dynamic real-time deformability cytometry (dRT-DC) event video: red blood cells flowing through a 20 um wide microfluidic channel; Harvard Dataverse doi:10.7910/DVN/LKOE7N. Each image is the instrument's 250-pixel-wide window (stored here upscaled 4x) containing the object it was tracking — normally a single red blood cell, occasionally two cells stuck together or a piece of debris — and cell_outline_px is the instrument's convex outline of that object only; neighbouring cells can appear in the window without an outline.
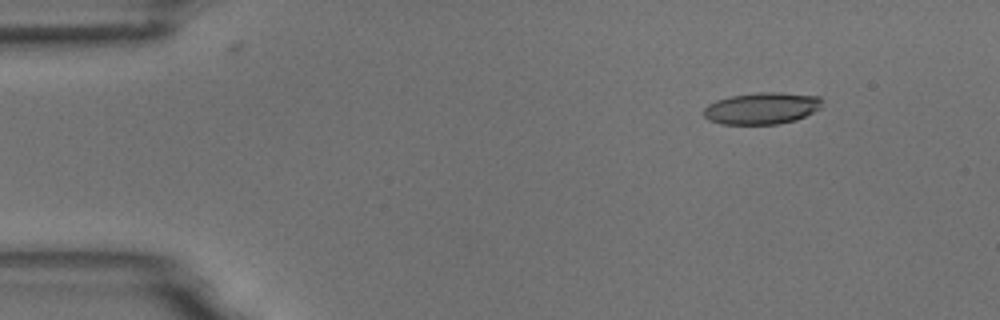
{"species": "common noctule bat (a hibernating species)", "species_latin": "Nyctalus noctula", "temperature_condition": "room temperature", "stored_images_in_passage": 10, "camera_frame_rate_fps": 3000, "um_per_image_px": 0.085, "animal": {"sex": "male", "body_mass_g": 18.8}, "frame": {"image": 1, "passage_image": 2, "time_ms": 1.0, "image_size_px": [1000, 320], "cell_outline_px": [[820, 108], [796, 120], [776, 124], [720, 124], [708, 120], [704, 116], [704, 108], [708, 104], [716, 100], [732, 96], [760, 92], [780, 92], [820, 96]], "centroid_in_image_um": [64.72, 9.2], "position_along_channel_um": 20.3, "area_um2": 21.79}}
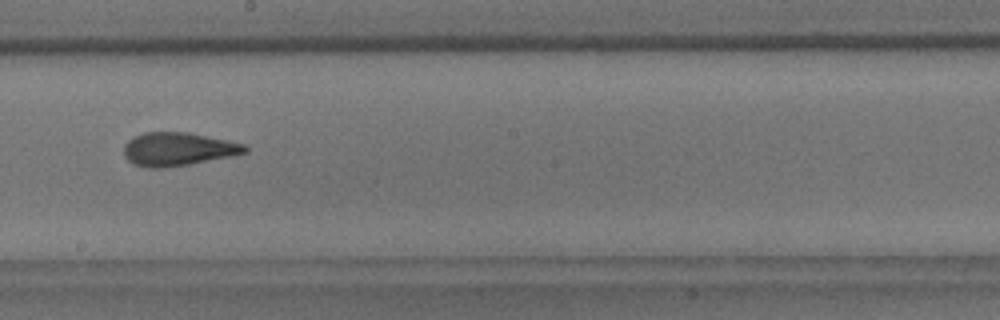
{"frame": {"image": 2, "passage_image": 9, "time_ms": 9.0, "image_size_px": [1000, 320], "cell_outline_px": [[248, 152], [188, 164], [160, 168], [148, 168], [132, 164], [124, 156], [124, 144], [132, 136], [144, 132], [188, 132], [228, 140], [244, 144], [248, 148]], "centroid_in_image_um": [15.07, 12.66], "position_along_channel_um": 233.1, "area_um2": 23.47}}
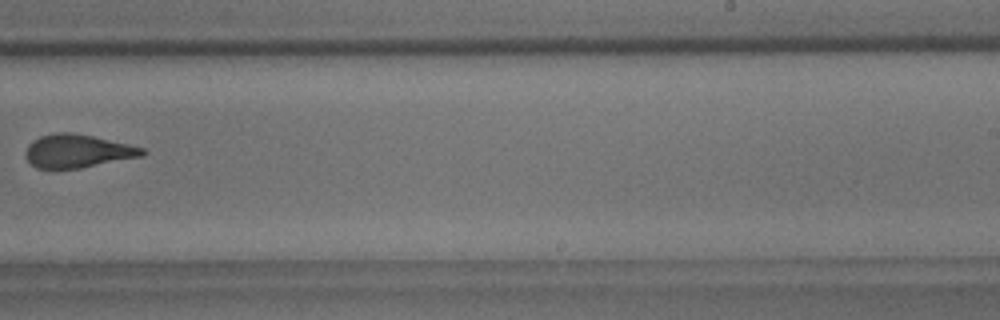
{"frame": {"image": 3, "passage_image": 10, "time_ms": 10.333, "image_size_px": [1000, 320], "cell_outline_px": [[148, 152], [144, 156], [80, 168], [36, 168], [28, 160], [24, 152], [28, 144], [32, 140], [40, 136], [56, 132], [72, 132], [92, 136], [128, 144], [144, 148]], "centroid_in_image_um": [6.6, 12.83], "position_along_channel_um": 282.4, "area_um2": 22.66}}